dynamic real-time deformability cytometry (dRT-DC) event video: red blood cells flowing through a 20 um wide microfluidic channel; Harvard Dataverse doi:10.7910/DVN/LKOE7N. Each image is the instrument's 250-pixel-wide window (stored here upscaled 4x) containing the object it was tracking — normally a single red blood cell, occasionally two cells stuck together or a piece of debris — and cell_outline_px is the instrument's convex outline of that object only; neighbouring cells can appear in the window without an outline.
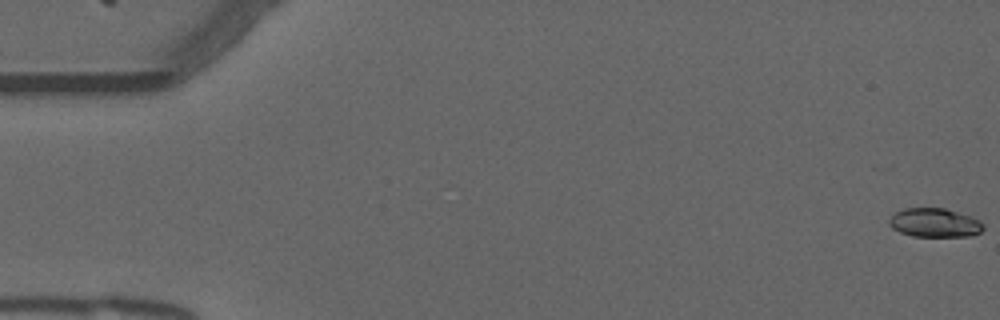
{"species": "common noctule bat (a hibernating species)", "species_latin": "Nyctalus noctula", "temperature_condition": "warm", "stored_images_in_passage": 41, "camera_frame_rate_fps": 3000, "um_per_image_px": 0.085, "animal": {"sex": "male", "forearm_length_mm": 52.5}, "frame": {"image": 1, "passage_image": 1, "time_ms": 0.0, "image_size_px": [1000, 320], "cell_outline_px": [[984, 228], [980, 232], [972, 236], [912, 236], [900, 232], [892, 228], [888, 224], [888, 220], [896, 212], [904, 208], [944, 208], [972, 216], [980, 220], [984, 224]], "centroid_in_image_um": [79.46, 18.93], "position_along_channel_um": 5.5, "area_um2": 15.95}}
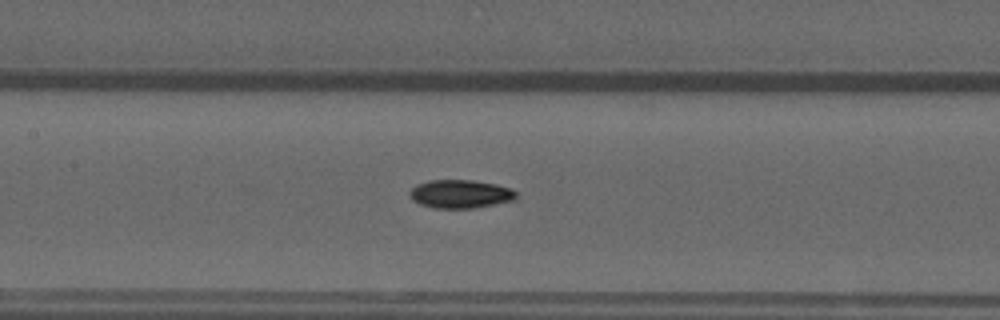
{"frame": {"image": 2, "passage_image": 26, "time_ms": 8.333, "image_size_px": [1000, 320], "cell_outline_px": [[516, 200], [472, 208], [432, 208], [420, 204], [412, 200], [408, 196], [408, 192], [416, 184], [428, 180], [472, 180], [496, 184], [512, 188], [516, 192]], "centroid_in_image_um": [39.1, 16.48], "position_along_channel_um": 168.3, "area_um2": 17.8}}
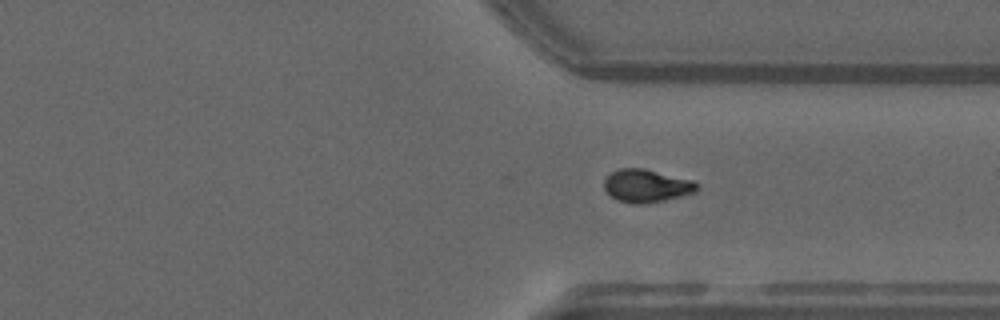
{"frame": {"image": 3, "passage_image": 41, "time_ms": 13.333, "image_size_px": [1000, 320], "cell_outline_px": [[696, 192], [664, 200], [644, 204], [632, 204], [616, 200], [604, 188], [604, 180], [612, 172], [620, 168], [644, 168], [692, 180], [696, 184]], "centroid_in_image_um": [54.92, 15.8], "position_along_channel_um": 356.5, "area_um2": 17.63}}